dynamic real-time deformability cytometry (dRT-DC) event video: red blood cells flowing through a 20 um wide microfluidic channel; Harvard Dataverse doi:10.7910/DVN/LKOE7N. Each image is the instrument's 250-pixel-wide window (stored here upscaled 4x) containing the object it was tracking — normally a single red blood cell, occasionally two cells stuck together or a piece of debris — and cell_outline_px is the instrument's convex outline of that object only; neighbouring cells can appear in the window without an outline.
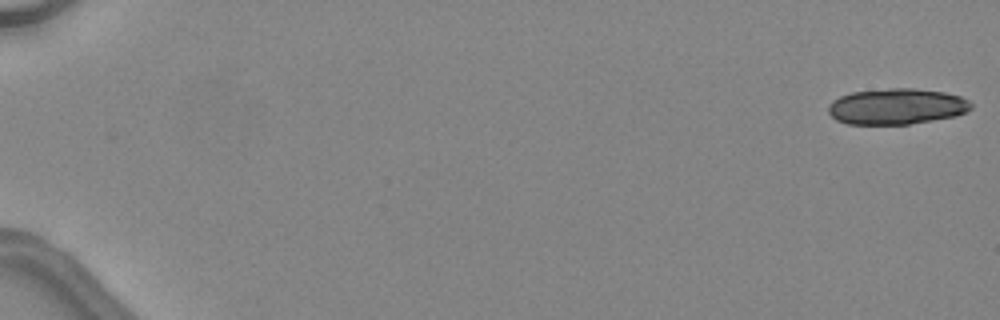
{"species": "common noctule bat (a hibernating species)", "species_latin": "Nyctalus noctula", "temperature_condition": "warm", "stored_images_in_passage": 23, "camera_frame_rate_fps": 3000, "um_per_image_px": 0.085, "animal": {"sex": "female", "body_mass_g": 24.6, "forearm_length_mm": 56.2}, "frame": {"image": 1, "passage_image": 1, "time_ms": 0.0, "image_size_px": [1000, 320], "cell_outline_px": [[972, 108], [968, 112], [956, 116], [908, 124], [848, 124], [836, 120], [828, 112], [828, 104], [832, 100], [840, 96], [852, 92], [888, 88], [912, 88], [944, 92], [960, 96], [968, 100], [972, 104]], "centroid_in_image_um": [76.21, 9.04], "position_along_channel_um": 8.8, "area_um2": 30.0}}